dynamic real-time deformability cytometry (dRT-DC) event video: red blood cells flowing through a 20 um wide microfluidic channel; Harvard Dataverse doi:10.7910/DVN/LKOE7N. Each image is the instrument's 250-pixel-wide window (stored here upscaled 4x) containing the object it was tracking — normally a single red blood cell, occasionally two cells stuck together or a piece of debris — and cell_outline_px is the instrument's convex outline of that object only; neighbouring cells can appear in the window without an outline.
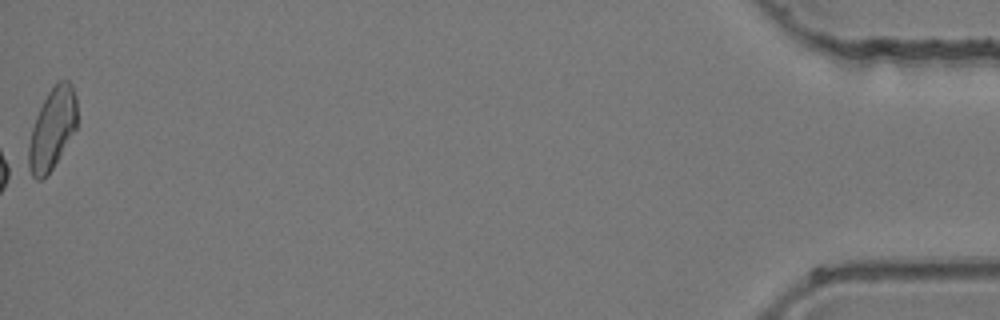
{"species": "common noctule bat (a hibernating species)", "species_latin": "Nyctalus noctula", "temperature_condition": "room temperature", "stored_images_in_passage": 34, "camera_frame_rate_fps": 3000, "um_per_image_px": 0.085, "animal": {"sex": "female", "body_mass_g": 24.6, "forearm_length_mm": 56.2}, "frame": {"image": 1, "passage_image": 34, "time_ms": 11.0, "image_size_px": [1000, 320], "cell_outline_px": [[76, 128], [52, 168], [40, 180], [36, 180], [24, 168], [28, 144], [32, 128], [36, 116], [48, 92], [56, 80], [68, 80], [72, 84], [76, 96]], "centroid_in_image_um": [4.38, 10.98], "position_along_channel_um": 430.8, "area_um2": 23.18}}